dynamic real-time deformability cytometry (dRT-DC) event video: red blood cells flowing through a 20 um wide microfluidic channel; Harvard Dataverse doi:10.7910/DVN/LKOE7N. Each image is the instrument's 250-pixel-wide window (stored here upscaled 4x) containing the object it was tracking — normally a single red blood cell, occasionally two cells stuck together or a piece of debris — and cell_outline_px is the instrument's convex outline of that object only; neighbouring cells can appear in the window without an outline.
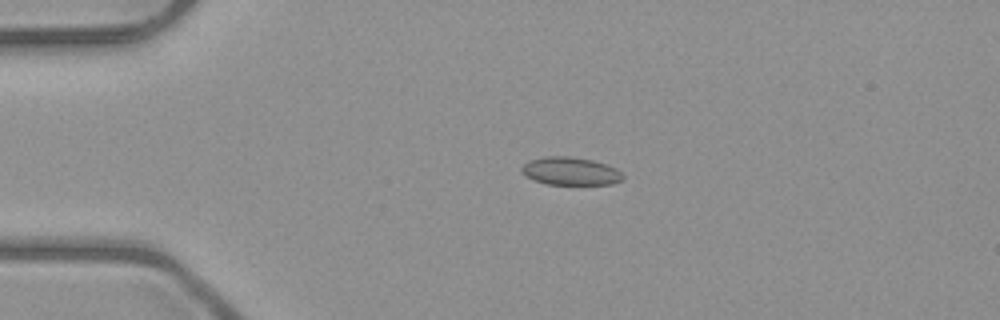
{"species": "common noctule bat (a hibernating species)", "species_latin": "Nyctalus noctula", "temperature_condition": "room temperature", "stored_images_in_passage": 4, "camera_frame_rate_fps": 3000, "um_per_image_px": 0.085, "animal": {"sex": "male", "body_mass_g": 23.1, "forearm_length_mm": 52.7}, "frame": {"image": 1, "passage_image": 2, "time_ms": 1.333, "image_size_px": [1000, 320], "cell_outline_px": [[624, 176], [620, 180], [612, 184], [548, 184], [536, 180], [528, 176], [520, 168], [528, 160], [544, 156], [572, 156], [592, 160], [616, 168]], "centroid_in_image_um": [48.49, 14.53], "position_along_channel_um": 36.5, "area_um2": 16.24}}
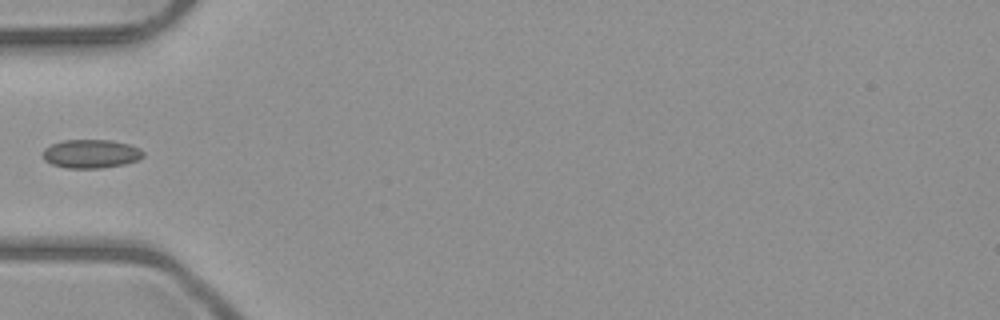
{"frame": {"image": 2, "passage_image": 4, "time_ms": 3.333, "image_size_px": [1000, 320], "cell_outline_px": [[144, 156], [136, 160], [124, 164], [100, 168], [68, 168], [52, 164], [44, 160], [44, 148], [52, 144], [64, 140], [112, 140], [128, 144], [140, 148], [144, 152]], "centroid_in_image_um": [7.75, 13.07], "position_along_channel_um": 77.3, "area_um2": 16.65}}